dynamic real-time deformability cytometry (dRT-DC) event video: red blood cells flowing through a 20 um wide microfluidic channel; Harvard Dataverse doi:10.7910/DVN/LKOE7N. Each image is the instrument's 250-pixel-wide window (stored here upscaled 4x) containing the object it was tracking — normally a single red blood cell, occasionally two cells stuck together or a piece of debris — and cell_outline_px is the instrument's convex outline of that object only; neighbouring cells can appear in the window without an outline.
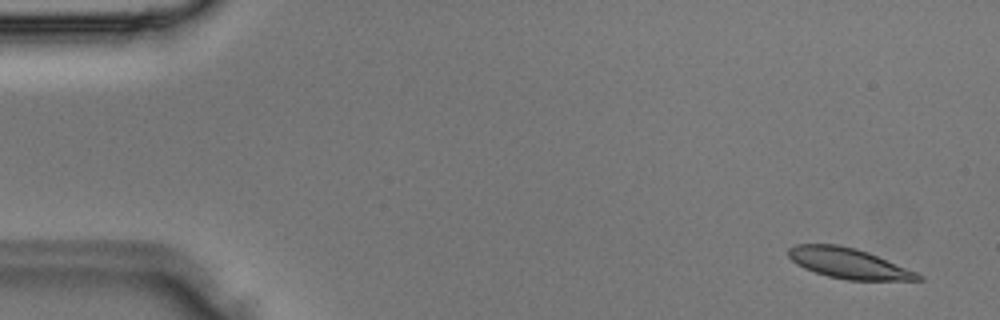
{"species": "Egyptian fruit bat (a non-hibernating species)", "species_latin": "Rousettus aegyptiacus", "temperature_condition": "room temperature", "stored_images_in_passage": 3, "camera_frame_rate_fps": 3000, "um_per_image_px": 0.085, "animal": {"sex": "male"}, "frame": {"image": 1, "passage_image": 1, "time_ms": 0.0, "image_size_px": [1000, 320], "cell_outline_px": [[924, 280], [848, 280], [828, 276], [804, 268], [796, 264], [788, 256], [788, 248], [796, 244], [840, 244], [856, 248], [868, 252], [916, 272], [924, 276]], "centroid_in_image_um": [72.11, 22.37], "position_along_channel_um": 12.9, "area_um2": 22.89}}